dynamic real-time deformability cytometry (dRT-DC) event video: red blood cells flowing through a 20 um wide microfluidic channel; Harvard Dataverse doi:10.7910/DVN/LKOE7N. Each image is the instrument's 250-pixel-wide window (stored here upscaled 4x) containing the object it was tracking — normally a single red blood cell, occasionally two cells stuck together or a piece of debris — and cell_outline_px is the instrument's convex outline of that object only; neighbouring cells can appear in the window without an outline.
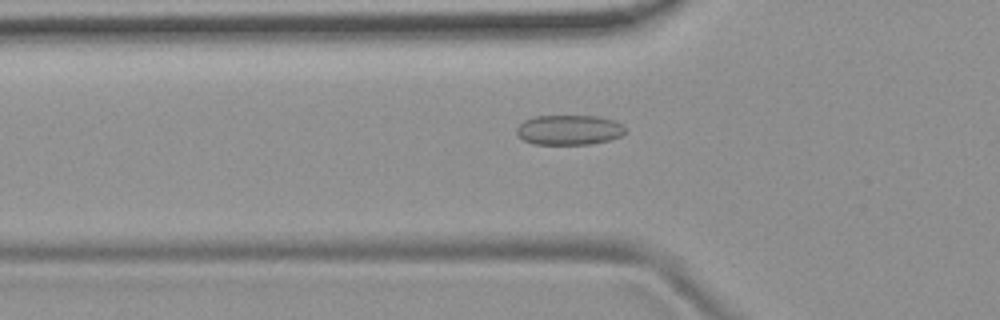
{"species": "common noctule bat (a hibernating species)", "species_latin": "Nyctalus noctula", "temperature_condition": "room temperature", "stored_images_in_passage": 42, "camera_frame_rate_fps": 3000, "um_per_image_px": 0.085, "animal": {"sex": "female", "body_mass_g": 19.9}, "frame": {"image": 1, "passage_image": 6, "time_ms": 1.667, "image_size_px": [1000, 320], "cell_outline_px": [[624, 132], [620, 136], [608, 140], [592, 144], [532, 144], [524, 140], [516, 132], [516, 128], [524, 120], [532, 116], [600, 116], [616, 120], [624, 124]], "centroid_in_image_um": [48.38, 11.03], "position_along_channel_um": 77.4, "area_um2": 19.07}}
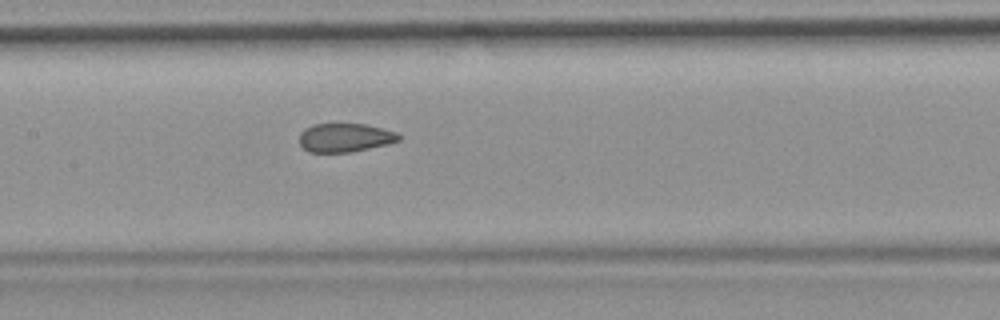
{"frame": {"image": 2, "passage_image": 14, "time_ms": 4.333, "image_size_px": [1000, 320], "cell_outline_px": [[400, 140], [388, 144], [352, 152], [308, 152], [300, 144], [300, 132], [304, 128], [312, 124], [368, 124], [396, 132], [400, 136]], "centroid_in_image_um": [29.32, 11.69], "position_along_channel_um": 178.1, "area_um2": 16.7}}
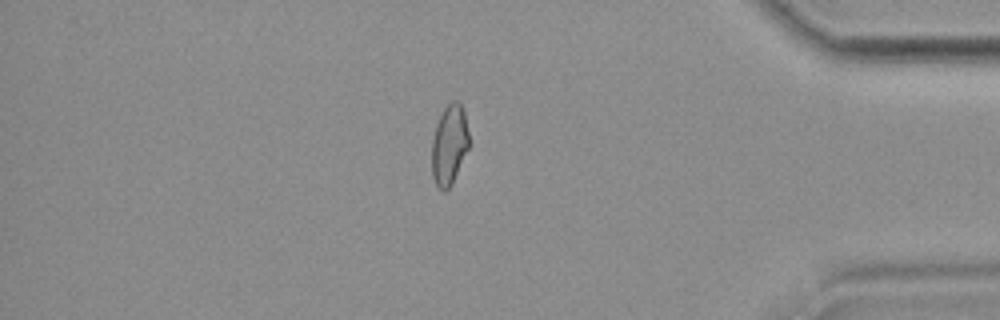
{"frame": {"image": 3, "passage_image": 34, "time_ms": 11.0, "image_size_px": [1000, 320], "cell_outline_px": [[472, 144], [452, 184], [444, 192], [436, 184], [432, 176], [432, 140], [436, 124], [444, 108], [452, 100], [460, 100], [464, 108]], "centroid_in_image_um": [38.25, 12.27], "position_along_channel_um": 397.0, "area_um2": 18.03}, "authors_computed_cell_mechanics": {"area_um2": 17.918, "velocity_mm_per_s": 3.7548, "shape_relaxation_time_tau1_ms": null, "shape_relaxation_time_tau2_ms": 1.0694, "deformation_change_tau1": null, "deformation_change_tau2": 0.0637}}